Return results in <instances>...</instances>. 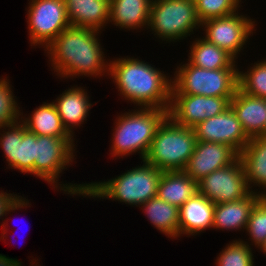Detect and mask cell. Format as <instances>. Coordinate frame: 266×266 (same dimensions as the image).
<instances>
[{
  "label": "cell",
  "mask_w": 266,
  "mask_h": 266,
  "mask_svg": "<svg viewBox=\"0 0 266 266\" xmlns=\"http://www.w3.org/2000/svg\"><path fill=\"white\" fill-rule=\"evenodd\" d=\"M102 31L69 26L44 49L54 73L62 80L109 76V65L99 33ZM106 58V59H105ZM53 69V70H52ZM84 75V76H83ZM107 75V76H106Z\"/></svg>",
  "instance_id": "6da1fadb"
},
{
  "label": "cell",
  "mask_w": 266,
  "mask_h": 266,
  "mask_svg": "<svg viewBox=\"0 0 266 266\" xmlns=\"http://www.w3.org/2000/svg\"><path fill=\"white\" fill-rule=\"evenodd\" d=\"M109 76L118 95L137 108L168 110L171 101L172 75L149 62L133 57L109 59ZM167 75V76H166Z\"/></svg>",
  "instance_id": "7a4b0ae2"
},
{
  "label": "cell",
  "mask_w": 266,
  "mask_h": 266,
  "mask_svg": "<svg viewBox=\"0 0 266 266\" xmlns=\"http://www.w3.org/2000/svg\"><path fill=\"white\" fill-rule=\"evenodd\" d=\"M140 166L132 167L115 178L102 182L87 183L85 197L108 199L131 206H140L157 197L158 183L162 171L142 160Z\"/></svg>",
  "instance_id": "3957f363"
},
{
  "label": "cell",
  "mask_w": 266,
  "mask_h": 266,
  "mask_svg": "<svg viewBox=\"0 0 266 266\" xmlns=\"http://www.w3.org/2000/svg\"><path fill=\"white\" fill-rule=\"evenodd\" d=\"M129 110L116 117L109 153L114 158H123L140 153L145 160L158 126L168 116V110L140 108Z\"/></svg>",
  "instance_id": "277c9868"
},
{
  "label": "cell",
  "mask_w": 266,
  "mask_h": 266,
  "mask_svg": "<svg viewBox=\"0 0 266 266\" xmlns=\"http://www.w3.org/2000/svg\"><path fill=\"white\" fill-rule=\"evenodd\" d=\"M75 138H61L36 135V157L34 162V177L50 184L52 189L63 191L71 196L85 197L87 183L74 184L58 182L60 175L73 165L76 159ZM75 157V158H74ZM62 183V184H60Z\"/></svg>",
  "instance_id": "5b68a950"
},
{
  "label": "cell",
  "mask_w": 266,
  "mask_h": 266,
  "mask_svg": "<svg viewBox=\"0 0 266 266\" xmlns=\"http://www.w3.org/2000/svg\"><path fill=\"white\" fill-rule=\"evenodd\" d=\"M194 128L176 124L167 116L158 126L145 160L164 171H183L195 150Z\"/></svg>",
  "instance_id": "8992f818"
},
{
  "label": "cell",
  "mask_w": 266,
  "mask_h": 266,
  "mask_svg": "<svg viewBox=\"0 0 266 266\" xmlns=\"http://www.w3.org/2000/svg\"><path fill=\"white\" fill-rule=\"evenodd\" d=\"M186 62L175 68L171 94L225 97L229 101L233 98L238 88V69L211 70Z\"/></svg>",
  "instance_id": "52a82bcc"
},
{
  "label": "cell",
  "mask_w": 266,
  "mask_h": 266,
  "mask_svg": "<svg viewBox=\"0 0 266 266\" xmlns=\"http://www.w3.org/2000/svg\"><path fill=\"white\" fill-rule=\"evenodd\" d=\"M192 0H152L147 30L162 42H179L202 28ZM150 29V30H149Z\"/></svg>",
  "instance_id": "ba28073f"
},
{
  "label": "cell",
  "mask_w": 266,
  "mask_h": 266,
  "mask_svg": "<svg viewBox=\"0 0 266 266\" xmlns=\"http://www.w3.org/2000/svg\"><path fill=\"white\" fill-rule=\"evenodd\" d=\"M28 5L26 19L31 47L45 49L60 32L71 26L64 0H30Z\"/></svg>",
  "instance_id": "9c48e42d"
},
{
  "label": "cell",
  "mask_w": 266,
  "mask_h": 266,
  "mask_svg": "<svg viewBox=\"0 0 266 266\" xmlns=\"http://www.w3.org/2000/svg\"><path fill=\"white\" fill-rule=\"evenodd\" d=\"M242 14L237 11L228 16L202 22L201 27L205 34L202 37L238 59V55L243 52L248 40L257 30L256 21L247 14Z\"/></svg>",
  "instance_id": "30bf717a"
},
{
  "label": "cell",
  "mask_w": 266,
  "mask_h": 266,
  "mask_svg": "<svg viewBox=\"0 0 266 266\" xmlns=\"http://www.w3.org/2000/svg\"><path fill=\"white\" fill-rule=\"evenodd\" d=\"M198 192L215 204L246 197L251 191L239 157L232 164L217 169L199 180Z\"/></svg>",
  "instance_id": "8fae6325"
},
{
  "label": "cell",
  "mask_w": 266,
  "mask_h": 266,
  "mask_svg": "<svg viewBox=\"0 0 266 266\" xmlns=\"http://www.w3.org/2000/svg\"><path fill=\"white\" fill-rule=\"evenodd\" d=\"M0 148L6 157L8 168L34 175L36 135L29 132L21 120L0 127Z\"/></svg>",
  "instance_id": "7c38bea8"
},
{
  "label": "cell",
  "mask_w": 266,
  "mask_h": 266,
  "mask_svg": "<svg viewBox=\"0 0 266 266\" xmlns=\"http://www.w3.org/2000/svg\"><path fill=\"white\" fill-rule=\"evenodd\" d=\"M230 107L225 97L171 94L168 116L178 125L193 128L199 122L223 113Z\"/></svg>",
  "instance_id": "4fadbf2b"
},
{
  "label": "cell",
  "mask_w": 266,
  "mask_h": 266,
  "mask_svg": "<svg viewBox=\"0 0 266 266\" xmlns=\"http://www.w3.org/2000/svg\"><path fill=\"white\" fill-rule=\"evenodd\" d=\"M193 128L197 141L226 144L238 154L250 140L231 107L219 115L199 122Z\"/></svg>",
  "instance_id": "5bb4252c"
},
{
  "label": "cell",
  "mask_w": 266,
  "mask_h": 266,
  "mask_svg": "<svg viewBox=\"0 0 266 266\" xmlns=\"http://www.w3.org/2000/svg\"><path fill=\"white\" fill-rule=\"evenodd\" d=\"M238 157L239 154L226 144L197 141L183 171L198 182L213 171L232 164Z\"/></svg>",
  "instance_id": "9a60e30c"
},
{
  "label": "cell",
  "mask_w": 266,
  "mask_h": 266,
  "mask_svg": "<svg viewBox=\"0 0 266 266\" xmlns=\"http://www.w3.org/2000/svg\"><path fill=\"white\" fill-rule=\"evenodd\" d=\"M85 87L74 85L62 92L53 102L64 127L73 136L74 130L85 124L93 103ZM75 128V129H73Z\"/></svg>",
  "instance_id": "2e32d148"
},
{
  "label": "cell",
  "mask_w": 266,
  "mask_h": 266,
  "mask_svg": "<svg viewBox=\"0 0 266 266\" xmlns=\"http://www.w3.org/2000/svg\"><path fill=\"white\" fill-rule=\"evenodd\" d=\"M230 107L249 138L266 136V99L248 95L237 88Z\"/></svg>",
  "instance_id": "e0dca14e"
},
{
  "label": "cell",
  "mask_w": 266,
  "mask_h": 266,
  "mask_svg": "<svg viewBox=\"0 0 266 266\" xmlns=\"http://www.w3.org/2000/svg\"><path fill=\"white\" fill-rule=\"evenodd\" d=\"M215 203L199 192L179 208V238L212 229Z\"/></svg>",
  "instance_id": "ac0fdd59"
},
{
  "label": "cell",
  "mask_w": 266,
  "mask_h": 266,
  "mask_svg": "<svg viewBox=\"0 0 266 266\" xmlns=\"http://www.w3.org/2000/svg\"><path fill=\"white\" fill-rule=\"evenodd\" d=\"M239 159L244 168L249 190L266 196V136L250 138L239 153ZM257 186L260 188L259 191L255 188Z\"/></svg>",
  "instance_id": "d6986e66"
},
{
  "label": "cell",
  "mask_w": 266,
  "mask_h": 266,
  "mask_svg": "<svg viewBox=\"0 0 266 266\" xmlns=\"http://www.w3.org/2000/svg\"><path fill=\"white\" fill-rule=\"evenodd\" d=\"M71 26L103 31L108 24L110 0H64Z\"/></svg>",
  "instance_id": "ffe728a7"
},
{
  "label": "cell",
  "mask_w": 266,
  "mask_h": 266,
  "mask_svg": "<svg viewBox=\"0 0 266 266\" xmlns=\"http://www.w3.org/2000/svg\"><path fill=\"white\" fill-rule=\"evenodd\" d=\"M151 2L152 0H110L108 24L124 31L147 30Z\"/></svg>",
  "instance_id": "44dd1931"
},
{
  "label": "cell",
  "mask_w": 266,
  "mask_h": 266,
  "mask_svg": "<svg viewBox=\"0 0 266 266\" xmlns=\"http://www.w3.org/2000/svg\"><path fill=\"white\" fill-rule=\"evenodd\" d=\"M260 197V194L250 192L240 200L215 204L212 229L244 232L252 208Z\"/></svg>",
  "instance_id": "7402d4cb"
},
{
  "label": "cell",
  "mask_w": 266,
  "mask_h": 266,
  "mask_svg": "<svg viewBox=\"0 0 266 266\" xmlns=\"http://www.w3.org/2000/svg\"><path fill=\"white\" fill-rule=\"evenodd\" d=\"M21 121L26 125L29 132L38 136H52L61 138H74L64 127L62 120L53 102H43L29 115H23Z\"/></svg>",
  "instance_id": "603a6c76"
},
{
  "label": "cell",
  "mask_w": 266,
  "mask_h": 266,
  "mask_svg": "<svg viewBox=\"0 0 266 266\" xmlns=\"http://www.w3.org/2000/svg\"><path fill=\"white\" fill-rule=\"evenodd\" d=\"M198 193V182L184 171H164L158 183L157 197L180 208Z\"/></svg>",
  "instance_id": "cb8c5ba5"
},
{
  "label": "cell",
  "mask_w": 266,
  "mask_h": 266,
  "mask_svg": "<svg viewBox=\"0 0 266 266\" xmlns=\"http://www.w3.org/2000/svg\"><path fill=\"white\" fill-rule=\"evenodd\" d=\"M188 61L197 67L204 69H239L238 63L226 50L215 44L209 43L203 37L191 41Z\"/></svg>",
  "instance_id": "d4e9b609"
},
{
  "label": "cell",
  "mask_w": 266,
  "mask_h": 266,
  "mask_svg": "<svg viewBox=\"0 0 266 266\" xmlns=\"http://www.w3.org/2000/svg\"><path fill=\"white\" fill-rule=\"evenodd\" d=\"M144 215L160 233L179 239V208L154 197L141 205Z\"/></svg>",
  "instance_id": "484cf974"
},
{
  "label": "cell",
  "mask_w": 266,
  "mask_h": 266,
  "mask_svg": "<svg viewBox=\"0 0 266 266\" xmlns=\"http://www.w3.org/2000/svg\"><path fill=\"white\" fill-rule=\"evenodd\" d=\"M246 71L238 69V88L255 97L266 99V58L250 64Z\"/></svg>",
  "instance_id": "4316f807"
},
{
  "label": "cell",
  "mask_w": 266,
  "mask_h": 266,
  "mask_svg": "<svg viewBox=\"0 0 266 266\" xmlns=\"http://www.w3.org/2000/svg\"><path fill=\"white\" fill-rule=\"evenodd\" d=\"M253 249L247 241L234 239L216 256V266H255Z\"/></svg>",
  "instance_id": "83f0119b"
},
{
  "label": "cell",
  "mask_w": 266,
  "mask_h": 266,
  "mask_svg": "<svg viewBox=\"0 0 266 266\" xmlns=\"http://www.w3.org/2000/svg\"><path fill=\"white\" fill-rule=\"evenodd\" d=\"M248 245L259 248L266 240V196H261L252 208L246 230ZM250 240V241H249Z\"/></svg>",
  "instance_id": "f1b7e54d"
},
{
  "label": "cell",
  "mask_w": 266,
  "mask_h": 266,
  "mask_svg": "<svg viewBox=\"0 0 266 266\" xmlns=\"http://www.w3.org/2000/svg\"><path fill=\"white\" fill-rule=\"evenodd\" d=\"M8 77L0 78V127L21 120V110ZM16 98V99H15Z\"/></svg>",
  "instance_id": "f546056e"
},
{
  "label": "cell",
  "mask_w": 266,
  "mask_h": 266,
  "mask_svg": "<svg viewBox=\"0 0 266 266\" xmlns=\"http://www.w3.org/2000/svg\"><path fill=\"white\" fill-rule=\"evenodd\" d=\"M242 0H198L196 12L200 22L240 12Z\"/></svg>",
  "instance_id": "4dcf8cb0"
},
{
  "label": "cell",
  "mask_w": 266,
  "mask_h": 266,
  "mask_svg": "<svg viewBox=\"0 0 266 266\" xmlns=\"http://www.w3.org/2000/svg\"><path fill=\"white\" fill-rule=\"evenodd\" d=\"M30 200H27L24 195L23 197L18 194H12V193H7L4 192L3 190L0 191V219L2 220V223L0 225L1 228V234H0V240H5L8 238L7 232L9 231L8 229V220L4 218L7 214L13 213L16 210H21L23 208H28L31 207V203L29 202ZM0 220V221H1ZM8 229V230H7Z\"/></svg>",
  "instance_id": "1f68e13d"
},
{
  "label": "cell",
  "mask_w": 266,
  "mask_h": 266,
  "mask_svg": "<svg viewBox=\"0 0 266 266\" xmlns=\"http://www.w3.org/2000/svg\"><path fill=\"white\" fill-rule=\"evenodd\" d=\"M258 249L266 255V240Z\"/></svg>",
  "instance_id": "d6a6232c"
},
{
  "label": "cell",
  "mask_w": 266,
  "mask_h": 266,
  "mask_svg": "<svg viewBox=\"0 0 266 266\" xmlns=\"http://www.w3.org/2000/svg\"><path fill=\"white\" fill-rule=\"evenodd\" d=\"M33 260H34V262H33ZM31 261H32V262H30V263H31V264H30L31 266H34V265H35V266H40L39 264L36 263V261H38V259H36V260H35V259H32ZM34 263H35V264H34Z\"/></svg>",
  "instance_id": "836d02e7"
}]
</instances>
